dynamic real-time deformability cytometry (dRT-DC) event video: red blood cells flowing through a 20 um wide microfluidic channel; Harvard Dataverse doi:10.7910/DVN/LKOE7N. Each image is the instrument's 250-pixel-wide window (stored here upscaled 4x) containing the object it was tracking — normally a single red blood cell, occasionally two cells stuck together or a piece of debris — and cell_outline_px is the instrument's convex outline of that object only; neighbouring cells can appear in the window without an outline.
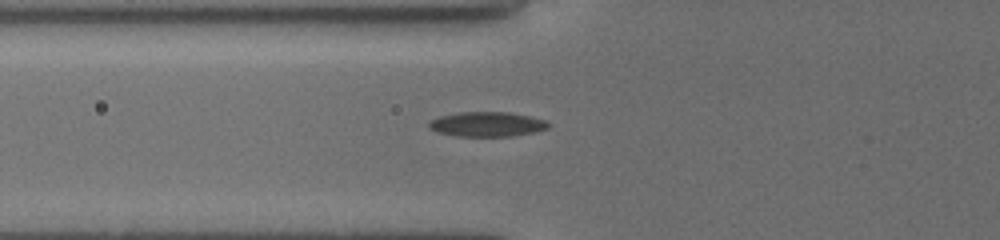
{"species": "common noctule bat (a hibernating species)", "species_latin": "Nyctalus noctula", "temperature_condition": "cold", "stored_images_in_passage": 39, "camera_frame_rate_fps": 3000, "um_per_image_px": 0.085, "animal": {"sex": "female", "body_mass_g": 19.5, "forearm_length_mm": 54.1}, "frame": {"image": 1, "passage_image": 6, "time_ms": 1.667, "image_size_px": [1000, 240], "cell_outline_px": [[548, 128], [536, 132], [512, 136], [456, 136], [436, 132], [428, 128], [428, 120], [440, 116], [460, 112], [508, 112], [548, 120]], "centroid_in_image_um": [41.37, 10.56], "position_along_channel_um": 84.4, "area_um2": 17.34}}
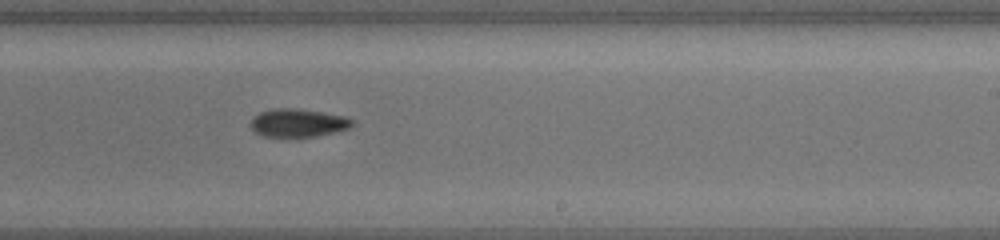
{"frame": {"image": 2, "passage_image": 20, "time_ms": 6.333, "image_size_px": [1000, 240], "cell_outline_px": [[356, 124], [348, 128], [316, 136], [260, 136], [252, 128], [252, 116], [260, 112], [276, 108], [296, 108], [344, 116], [352, 120]], "centroid_in_image_um": [25.32, 10.43], "position_along_channel_um": 263.7, "area_um2": 16.36}}
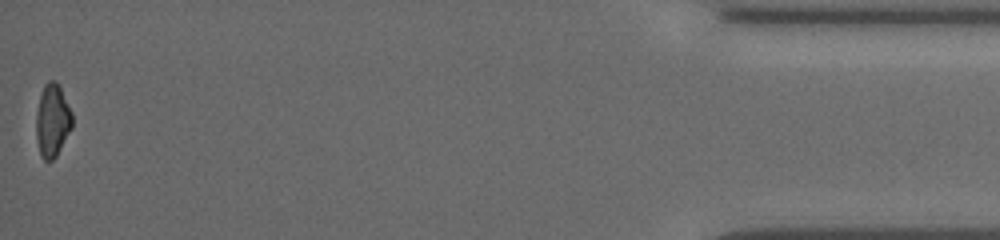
{"frame": {"image": 3, "passage_image": 39, "time_ms": 12.667, "image_size_px": [1000, 240], "cell_outline_px": [[72, 128], [56, 156], [52, 160], [44, 160], [40, 156], [36, 140], [36, 112], [40, 96], [44, 84], [48, 80], [56, 80], [72, 112]], "centroid_in_image_um": [4.44, 10.25], "position_along_channel_um": 430.8, "area_um2": 15.37}, "authors_computed_cell_mechanics": {"area_um2": 16.8198, "velocity_mm_per_s": 3.8458, "shape_relaxation_time_tau1_ms": 4.7953, "shape_relaxation_time_tau2_ms": null, "deformation_change_tau1": 0.1378, "deformation_change_tau2": null}}